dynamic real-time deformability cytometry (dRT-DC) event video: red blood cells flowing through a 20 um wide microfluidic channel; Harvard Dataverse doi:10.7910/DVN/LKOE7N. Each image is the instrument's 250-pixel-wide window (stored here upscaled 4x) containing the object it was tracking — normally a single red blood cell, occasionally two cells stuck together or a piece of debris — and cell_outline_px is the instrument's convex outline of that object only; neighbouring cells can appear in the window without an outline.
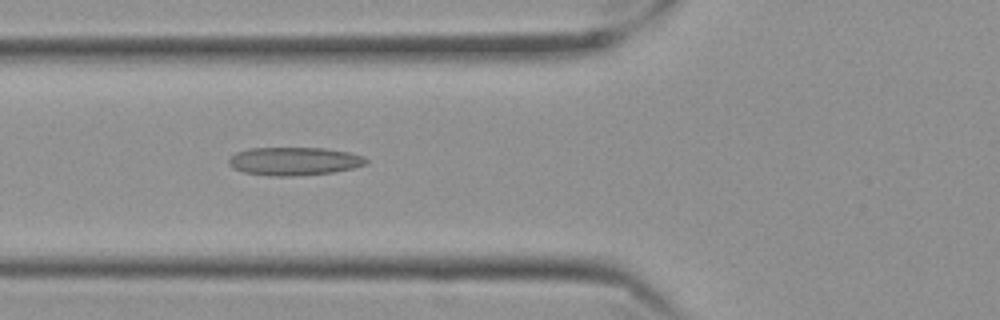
{"species": "Egyptian fruit bat (a non-hibernating species)", "species_latin": "Rousettus aegyptiacus", "temperature_condition": "cold", "stored_images_in_passage": 40, "camera_frame_rate_fps": 3000, "um_per_image_px": 0.085, "frame": {"image": 1, "passage_image": 4, "time_ms": 1.0, "image_size_px": [1000, 320], "cell_outline_px": [[368, 164], [352, 168], [332, 172], [292, 176], [272, 176], [244, 172], [232, 168], [228, 164], [228, 160], [236, 152], [248, 148], [324, 148], [348, 152], [364, 156], [368, 160]], "centroid_in_image_um": [25.0, 13.7], "position_along_channel_um": 100.8, "area_um2": 22.54}}
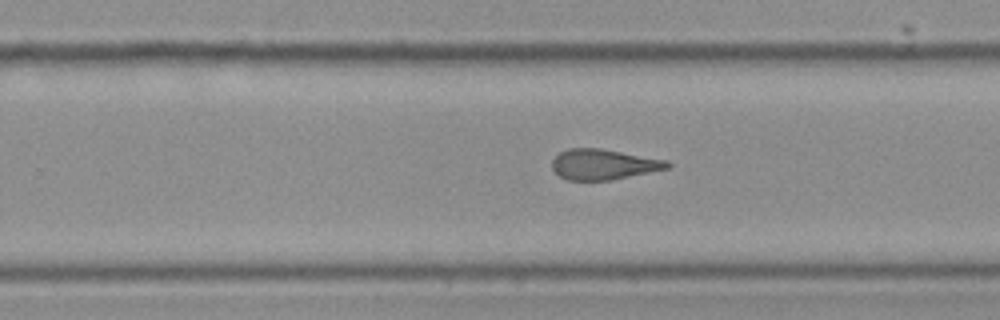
{"frame": {"image": 2, "passage_image": 19, "time_ms": 6.0, "image_size_px": [1000, 320], "cell_outline_px": [[672, 164], [668, 168], [612, 180], [568, 180], [560, 176], [552, 168], [552, 160], [560, 152], [568, 148], [600, 148], [668, 160]], "centroid_in_image_um": [51.3, 13.97], "position_along_channel_um": 278.5, "area_um2": 20.4}}
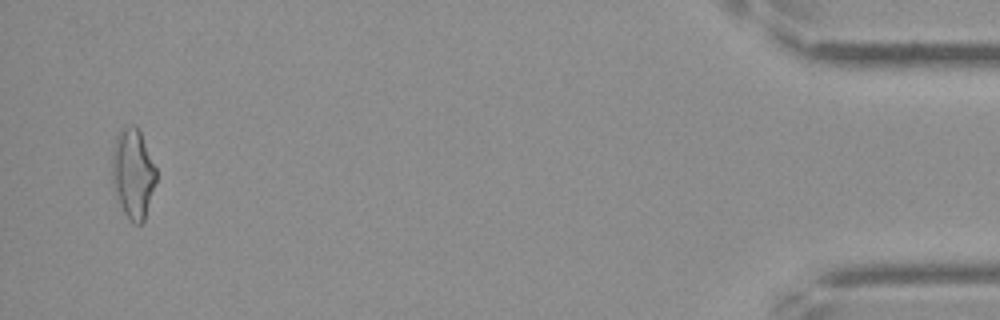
{"frame": {"image": 3, "passage_image": 38, "time_ms": 12.333, "image_size_px": [1000, 320], "cell_outline_px": [[156, 180], [144, 220], [140, 224], [132, 224], [128, 220], [120, 204], [112, 180], [112, 156], [116, 136], [120, 128], [132, 124], [140, 132], [156, 168]], "centroid_in_image_um": [11.3, 14.75], "position_along_channel_um": 423.9, "area_um2": 22.77}, "authors_computed_cell_mechanics": {"area_um2": 21.097, "velocity_mm_per_s": 3.5455, "shape_relaxation_time_tau1_ms": null, "shape_relaxation_time_tau2_ms": 2.852, "deformation_change_tau1": null, "deformation_change_tau2": 0.1225}}